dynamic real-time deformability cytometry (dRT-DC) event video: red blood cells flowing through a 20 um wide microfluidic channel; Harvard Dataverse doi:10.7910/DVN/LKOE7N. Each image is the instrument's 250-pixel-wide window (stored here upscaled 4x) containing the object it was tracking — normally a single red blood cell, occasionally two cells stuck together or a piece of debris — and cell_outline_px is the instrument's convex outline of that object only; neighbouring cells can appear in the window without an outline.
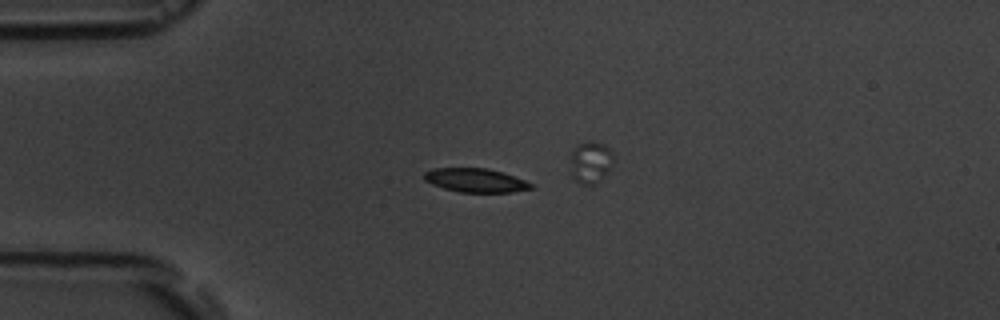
{"species": "common noctule bat (a hibernating species)", "species_latin": "Nyctalus noctula", "temperature_condition": "room temperature", "stored_images_in_passage": 9, "camera_frame_rate_fps": 3000, "um_per_image_px": 0.085, "animal": {"sex": "male", "body_mass_g": 19.5, "forearm_length_mm": 54.6}, "frame": {"image": 1, "passage_image": 4, "time_ms": 3.333, "image_size_px": [1000, 320], "cell_outline_px": [[532, 188], [512, 192], [460, 192], [444, 188], [432, 184], [424, 180], [424, 172], [432, 168], [488, 168], [504, 172], [524, 180], [532, 184]], "centroid_in_image_um": [40.4, 15.31], "position_along_channel_um": 44.6, "area_um2": 14.8}}
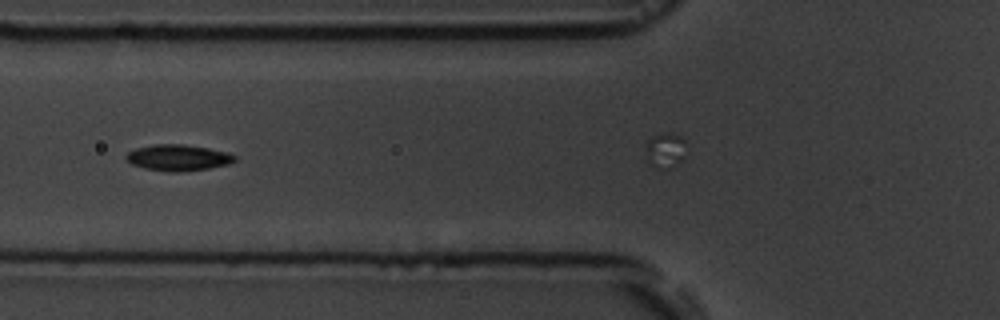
{"frame": {"image": 2, "passage_image": 6, "time_ms": 5.667, "image_size_px": [1000, 320], "cell_outline_px": [[236, 160], [228, 164], [208, 168], [180, 172], [168, 172], [144, 168], [132, 164], [124, 156], [128, 152], [136, 148], [156, 144], [184, 144], [208, 148], [228, 152], [236, 156]], "centroid_in_image_um": [15.14, 13.4], "position_along_channel_um": 110.7, "area_um2": 16.53}}
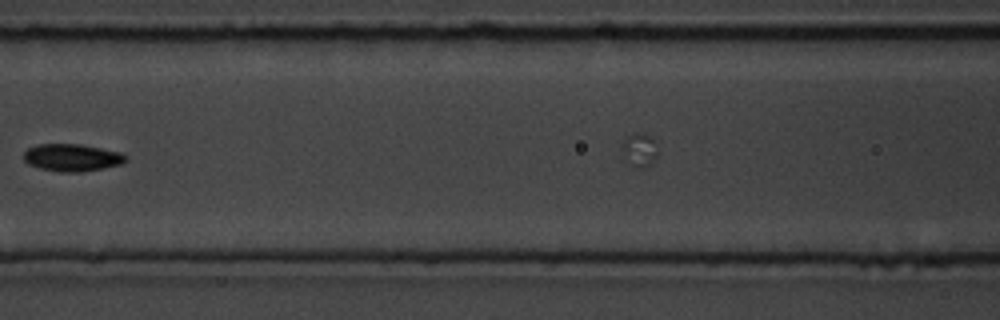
{"frame": {"image": 3, "passage_image": 7, "time_ms": 7.0, "image_size_px": [1000, 320], "cell_outline_px": [[128, 160], [120, 164], [104, 168], [80, 172], [60, 172], [40, 168], [28, 164], [24, 160], [24, 152], [28, 148], [40, 144], [80, 144], [120, 152], [128, 156]], "centroid_in_image_um": [6.13, 13.4], "position_along_channel_um": 160.5, "area_um2": 16.24}}